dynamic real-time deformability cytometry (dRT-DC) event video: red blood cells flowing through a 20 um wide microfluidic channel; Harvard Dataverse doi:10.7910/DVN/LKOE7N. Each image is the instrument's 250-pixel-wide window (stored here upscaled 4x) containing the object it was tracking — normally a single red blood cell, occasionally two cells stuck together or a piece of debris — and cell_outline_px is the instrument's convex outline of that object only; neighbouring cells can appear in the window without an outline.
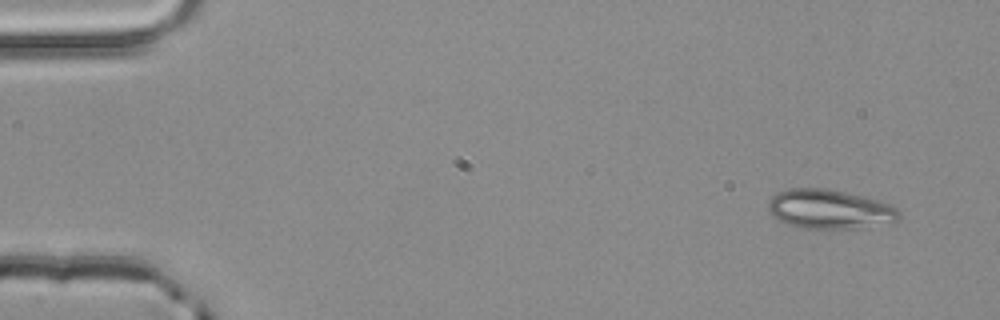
{"species": "common noctule bat (a hibernating species)", "species_latin": "Nyctalus noctula", "temperature_condition": "room temperature", "stored_images_in_passage": 3, "camera_frame_rate_fps": 3000, "um_per_image_px": 0.085, "animal": {"sex": "male", "body_mass_g": 20.4}, "frame": {"image": 1, "passage_image": 1, "time_ms": 0.0, "image_size_px": [1000, 320], "cell_outline_px": [[900, 216], [896, 220], [856, 228], [800, 228], [784, 224], [776, 220], [772, 216], [768, 208], [768, 200], [776, 192], [788, 188], [828, 188], [876, 200], [888, 204], [896, 208], [900, 212]], "centroid_in_image_um": [70.39, 17.77], "position_along_channel_um": 14.6, "area_um2": 29.77}}
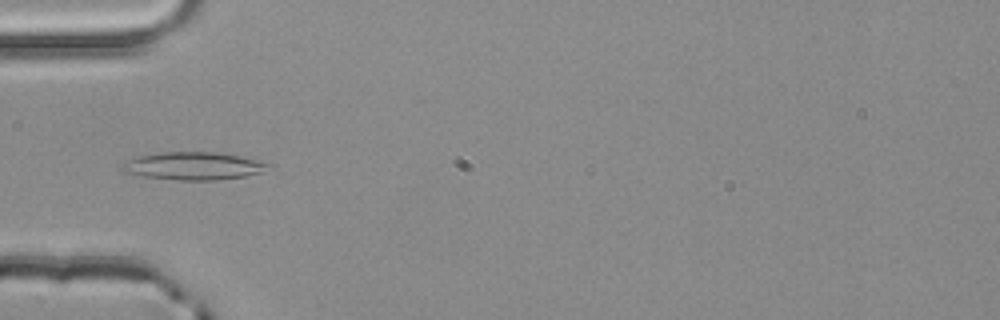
{"frame": {"image": 2, "passage_image": 3, "time_ms": 0.667, "image_size_px": [1000, 320], "cell_outline_px": [[272, 164], [260, 172], [244, 176], [220, 180], [180, 180], [144, 176], [120, 172], [120, 168], [128, 160], [140, 156], [164, 152], [216, 152], [236, 156]], "centroid_in_image_um": [16.38, 14.11], "position_along_channel_um": 68.6, "area_um2": 23.18}}